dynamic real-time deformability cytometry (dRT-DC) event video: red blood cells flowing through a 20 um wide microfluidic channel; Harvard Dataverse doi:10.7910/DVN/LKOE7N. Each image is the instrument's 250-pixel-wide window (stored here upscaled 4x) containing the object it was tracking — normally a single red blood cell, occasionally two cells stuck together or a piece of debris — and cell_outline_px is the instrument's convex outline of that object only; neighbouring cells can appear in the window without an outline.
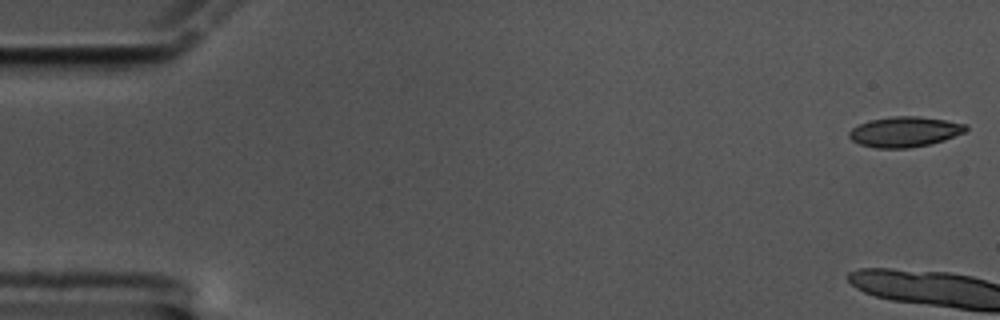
{"species": "common noctule bat (a hibernating species)", "species_latin": "Nyctalus noctula", "temperature_condition": "cold", "stored_images_in_passage": 3, "camera_frame_rate_fps": 3000, "um_per_image_px": 0.085, "animal": {"sex": "male", "body_mass_g": 17.5, "forearm_length_mm": 52.3}, "frame": {"image": 1, "passage_image": 1, "time_ms": 0.0, "image_size_px": [1000, 320], "cell_outline_px": [[968, 128], [964, 132], [944, 140], [928, 144], [908, 148], [876, 148], [860, 144], [852, 140], [848, 136], [848, 132], [852, 128], [860, 124], [872, 120], [892, 116], [920, 116], [968, 124]], "centroid_in_image_um": [76.9, 11.2], "position_along_channel_um": 8.1, "area_um2": 20.46}}